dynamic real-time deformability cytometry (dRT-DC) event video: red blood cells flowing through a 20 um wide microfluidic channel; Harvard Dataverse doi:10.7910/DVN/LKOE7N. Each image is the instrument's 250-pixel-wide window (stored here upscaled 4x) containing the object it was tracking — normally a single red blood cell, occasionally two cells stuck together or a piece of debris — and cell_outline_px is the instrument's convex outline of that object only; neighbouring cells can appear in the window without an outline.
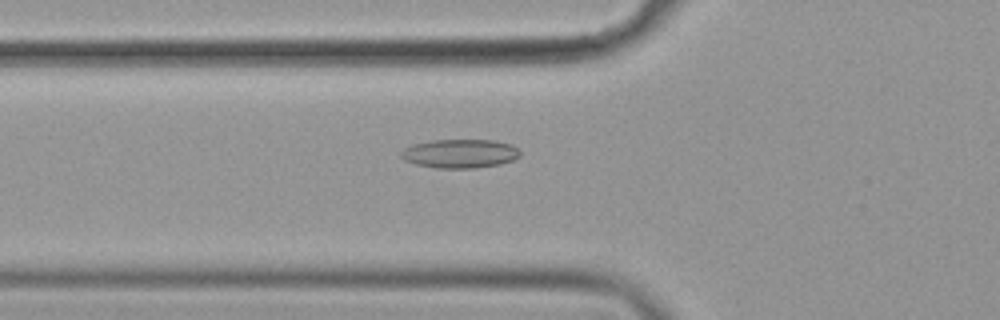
{"species": "common noctule bat (a hibernating species)", "species_latin": "Nyctalus noctula", "temperature_condition": "cold", "stored_images_in_passage": 39, "camera_frame_rate_fps": 3000, "um_per_image_px": 0.085, "animal": {"sex": "female", "body_mass_g": 19.9}, "frame": {"image": 1, "passage_image": 3, "time_ms": 0.667, "image_size_px": [1000, 320], "cell_outline_px": [[520, 156], [512, 160], [500, 164], [476, 168], [436, 168], [416, 164], [404, 160], [400, 156], [400, 152], [404, 148], [412, 144], [432, 140], [492, 140], [512, 144], [520, 152]], "centroid_in_image_um": [39.07, 13.05], "position_along_channel_um": 86.7, "area_um2": 20.06}}
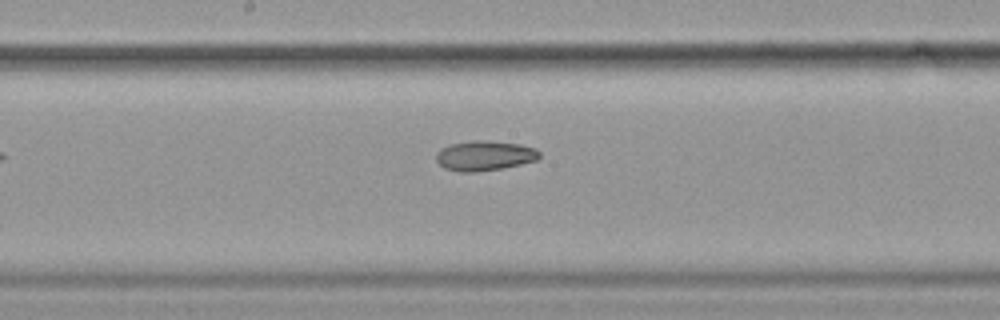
{"frame": {"image": 2, "passage_image": 13, "time_ms": 4.0, "image_size_px": [1000, 320], "cell_outline_px": [[540, 156], [536, 160], [520, 164], [500, 168], [476, 172], [460, 172], [444, 168], [436, 160], [436, 152], [440, 148], [452, 144], [472, 140], [488, 140], [520, 144], [536, 148], [540, 152]], "centroid_in_image_um": [41.18, 13.22], "position_along_channel_um": 207.0, "area_um2": 18.03}}
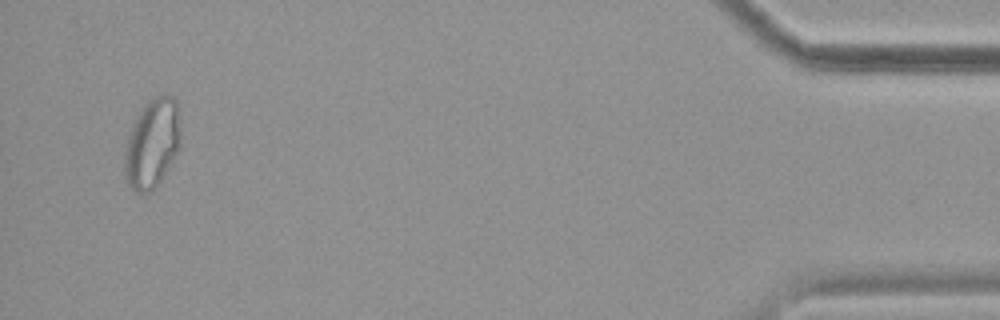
{"frame": {"image": 3, "passage_image": 37, "time_ms": 12.0, "image_size_px": [1000, 320], "cell_outline_px": [[180, 148], [164, 176], [156, 188], [152, 192], [132, 192], [124, 176], [124, 152], [128, 136], [136, 116], [144, 104], [148, 100], [156, 96], [172, 96], [176, 100], [180, 128]], "centroid_in_image_um": [12.92, 12.24], "position_along_channel_um": 422.3, "area_um2": 29.48}}